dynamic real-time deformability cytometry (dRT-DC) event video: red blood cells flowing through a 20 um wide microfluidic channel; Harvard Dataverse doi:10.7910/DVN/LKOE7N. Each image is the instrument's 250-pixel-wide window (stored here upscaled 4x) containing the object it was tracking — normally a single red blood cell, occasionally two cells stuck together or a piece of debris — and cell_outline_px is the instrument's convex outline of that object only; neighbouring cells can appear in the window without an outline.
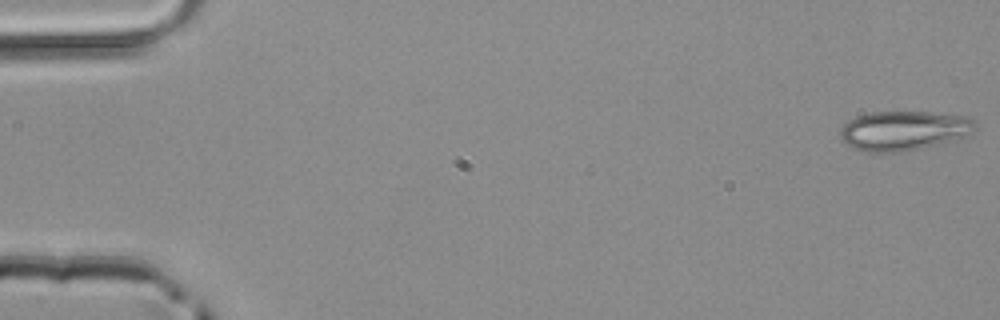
{"species": "common noctule bat (a hibernating species)", "species_latin": "Nyctalus noctula", "temperature_condition": "room temperature", "stored_images_in_passage": 50, "camera_frame_rate_fps": 3000, "um_per_image_px": 0.085, "animal": {"sex": "male", "body_mass_g": 20.4}, "frame": {"image": 1, "passage_image": 1, "time_ms": 0.0, "image_size_px": [1000, 320], "cell_outline_px": [[976, 128], [968, 136], [920, 148], [900, 152], [868, 152], [856, 148], [840, 140], [840, 128], [848, 120], [856, 116], [872, 112], [928, 112], [964, 116], [972, 120], [976, 124]], "centroid_in_image_um": [76.79, 11.1], "position_along_channel_um": 8.2, "area_um2": 30.87}}
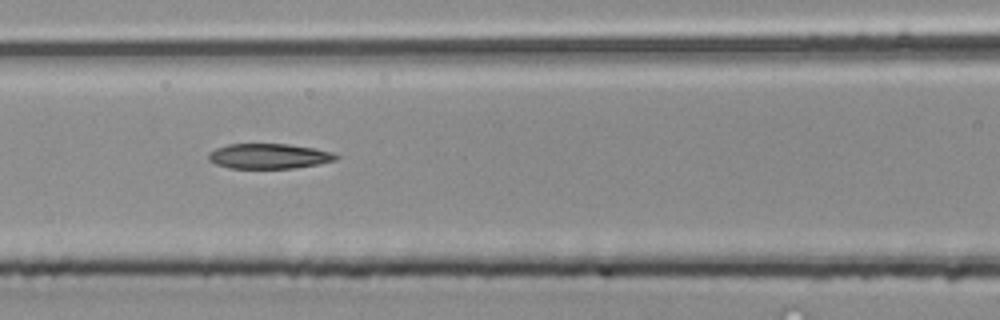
{"frame": {"image": 2, "passage_image": 22, "time_ms": 7.0, "image_size_px": [1000, 320], "cell_outline_px": [[340, 156], [336, 160], [320, 164], [292, 168], [228, 168], [216, 164], [208, 160], [208, 152], [216, 148], [228, 144], [288, 144], [312, 148], [332, 152]], "centroid_in_image_um": [22.84, 13.27], "position_along_channel_um": 143.8, "area_um2": 18.67}}
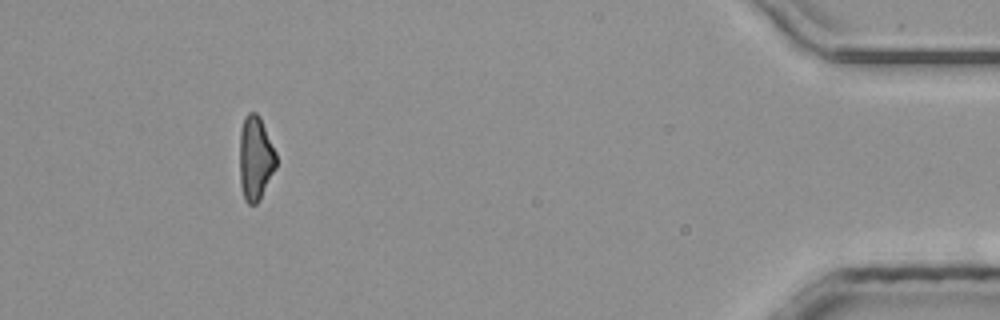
{"frame": {"image": 3, "passage_image": 46, "time_ms": 15.0, "image_size_px": [1000, 320], "cell_outline_px": [[276, 168], [260, 200], [256, 204], [248, 204], [244, 200], [240, 184], [240, 132], [244, 116], [248, 112], [256, 112], [260, 116], [276, 152]], "centroid_in_image_um": [21.71, 13.45], "position_along_channel_um": 413.5, "area_um2": 18.15}}